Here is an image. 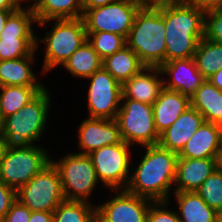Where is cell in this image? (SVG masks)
I'll use <instances>...</instances> for the list:
<instances>
[{
    "label": "cell",
    "mask_w": 222,
    "mask_h": 222,
    "mask_svg": "<svg viewBox=\"0 0 222 222\" xmlns=\"http://www.w3.org/2000/svg\"><path fill=\"white\" fill-rule=\"evenodd\" d=\"M165 63L193 58L204 37L205 11L187 0L164 2Z\"/></svg>",
    "instance_id": "cell-1"
},
{
    "label": "cell",
    "mask_w": 222,
    "mask_h": 222,
    "mask_svg": "<svg viewBox=\"0 0 222 222\" xmlns=\"http://www.w3.org/2000/svg\"><path fill=\"white\" fill-rule=\"evenodd\" d=\"M146 153L133 175L126 191L156 201H167L168 190L175 180L178 154L157 145L145 146Z\"/></svg>",
    "instance_id": "cell-2"
},
{
    "label": "cell",
    "mask_w": 222,
    "mask_h": 222,
    "mask_svg": "<svg viewBox=\"0 0 222 222\" xmlns=\"http://www.w3.org/2000/svg\"><path fill=\"white\" fill-rule=\"evenodd\" d=\"M126 42L146 67L165 63L164 3L143 5L139 9Z\"/></svg>",
    "instance_id": "cell-3"
},
{
    "label": "cell",
    "mask_w": 222,
    "mask_h": 222,
    "mask_svg": "<svg viewBox=\"0 0 222 222\" xmlns=\"http://www.w3.org/2000/svg\"><path fill=\"white\" fill-rule=\"evenodd\" d=\"M50 100L44 88L23 108L5 118L1 133L5 148L28 147L39 140L46 125Z\"/></svg>",
    "instance_id": "cell-4"
},
{
    "label": "cell",
    "mask_w": 222,
    "mask_h": 222,
    "mask_svg": "<svg viewBox=\"0 0 222 222\" xmlns=\"http://www.w3.org/2000/svg\"><path fill=\"white\" fill-rule=\"evenodd\" d=\"M50 162L46 150L39 146L5 148L0 162V180L17 191Z\"/></svg>",
    "instance_id": "cell-5"
},
{
    "label": "cell",
    "mask_w": 222,
    "mask_h": 222,
    "mask_svg": "<svg viewBox=\"0 0 222 222\" xmlns=\"http://www.w3.org/2000/svg\"><path fill=\"white\" fill-rule=\"evenodd\" d=\"M121 101L125 103L121 104L116 121L122 140L129 145H157L160 135L155 128L152 105L128 98Z\"/></svg>",
    "instance_id": "cell-6"
},
{
    "label": "cell",
    "mask_w": 222,
    "mask_h": 222,
    "mask_svg": "<svg viewBox=\"0 0 222 222\" xmlns=\"http://www.w3.org/2000/svg\"><path fill=\"white\" fill-rule=\"evenodd\" d=\"M56 23L52 32L46 33L48 37L39 39L46 42L43 71H49L53 67L63 65L70 56L87 41V33L84 21L76 19H53Z\"/></svg>",
    "instance_id": "cell-7"
},
{
    "label": "cell",
    "mask_w": 222,
    "mask_h": 222,
    "mask_svg": "<svg viewBox=\"0 0 222 222\" xmlns=\"http://www.w3.org/2000/svg\"><path fill=\"white\" fill-rule=\"evenodd\" d=\"M17 200L30 211L53 212L65 200L57 168L50 162L16 191Z\"/></svg>",
    "instance_id": "cell-8"
},
{
    "label": "cell",
    "mask_w": 222,
    "mask_h": 222,
    "mask_svg": "<svg viewBox=\"0 0 222 222\" xmlns=\"http://www.w3.org/2000/svg\"><path fill=\"white\" fill-rule=\"evenodd\" d=\"M32 22H37L31 8L16 9L7 19L0 34V60H12L29 56L38 43L32 30Z\"/></svg>",
    "instance_id": "cell-9"
},
{
    "label": "cell",
    "mask_w": 222,
    "mask_h": 222,
    "mask_svg": "<svg viewBox=\"0 0 222 222\" xmlns=\"http://www.w3.org/2000/svg\"><path fill=\"white\" fill-rule=\"evenodd\" d=\"M51 162L60 174L65 200L87 202L98 182L90 156L71 153L59 162Z\"/></svg>",
    "instance_id": "cell-10"
},
{
    "label": "cell",
    "mask_w": 222,
    "mask_h": 222,
    "mask_svg": "<svg viewBox=\"0 0 222 222\" xmlns=\"http://www.w3.org/2000/svg\"><path fill=\"white\" fill-rule=\"evenodd\" d=\"M142 6L136 0H116L111 4L88 9L82 16L86 32H110L127 39L136 13Z\"/></svg>",
    "instance_id": "cell-11"
},
{
    "label": "cell",
    "mask_w": 222,
    "mask_h": 222,
    "mask_svg": "<svg viewBox=\"0 0 222 222\" xmlns=\"http://www.w3.org/2000/svg\"><path fill=\"white\" fill-rule=\"evenodd\" d=\"M130 146L122 141L118 144L103 146L88 154L98 181L101 180L105 187H109L115 192L125 189L129 182L128 150Z\"/></svg>",
    "instance_id": "cell-12"
},
{
    "label": "cell",
    "mask_w": 222,
    "mask_h": 222,
    "mask_svg": "<svg viewBox=\"0 0 222 222\" xmlns=\"http://www.w3.org/2000/svg\"><path fill=\"white\" fill-rule=\"evenodd\" d=\"M87 79L91 80L87 96L89 118L116 119L122 98V84L103 67Z\"/></svg>",
    "instance_id": "cell-13"
},
{
    "label": "cell",
    "mask_w": 222,
    "mask_h": 222,
    "mask_svg": "<svg viewBox=\"0 0 222 222\" xmlns=\"http://www.w3.org/2000/svg\"><path fill=\"white\" fill-rule=\"evenodd\" d=\"M152 202L124 189L111 200L96 207V222H147Z\"/></svg>",
    "instance_id": "cell-14"
},
{
    "label": "cell",
    "mask_w": 222,
    "mask_h": 222,
    "mask_svg": "<svg viewBox=\"0 0 222 222\" xmlns=\"http://www.w3.org/2000/svg\"><path fill=\"white\" fill-rule=\"evenodd\" d=\"M80 154H89L103 146L121 143L116 119L87 118L79 126Z\"/></svg>",
    "instance_id": "cell-15"
},
{
    "label": "cell",
    "mask_w": 222,
    "mask_h": 222,
    "mask_svg": "<svg viewBox=\"0 0 222 222\" xmlns=\"http://www.w3.org/2000/svg\"><path fill=\"white\" fill-rule=\"evenodd\" d=\"M222 158H182L176 162V192H196L202 183L221 165Z\"/></svg>",
    "instance_id": "cell-16"
},
{
    "label": "cell",
    "mask_w": 222,
    "mask_h": 222,
    "mask_svg": "<svg viewBox=\"0 0 222 222\" xmlns=\"http://www.w3.org/2000/svg\"><path fill=\"white\" fill-rule=\"evenodd\" d=\"M162 74H168L172 80H164V88L178 91L191 97L206 80L198 71L193 58L175 59L163 63L160 67ZM169 81V82H168Z\"/></svg>",
    "instance_id": "cell-17"
},
{
    "label": "cell",
    "mask_w": 222,
    "mask_h": 222,
    "mask_svg": "<svg viewBox=\"0 0 222 222\" xmlns=\"http://www.w3.org/2000/svg\"><path fill=\"white\" fill-rule=\"evenodd\" d=\"M222 126L204 122L178 154L182 158H222Z\"/></svg>",
    "instance_id": "cell-18"
},
{
    "label": "cell",
    "mask_w": 222,
    "mask_h": 222,
    "mask_svg": "<svg viewBox=\"0 0 222 222\" xmlns=\"http://www.w3.org/2000/svg\"><path fill=\"white\" fill-rule=\"evenodd\" d=\"M204 122L203 115L190 106L169 128L160 134L158 145L179 154Z\"/></svg>",
    "instance_id": "cell-19"
},
{
    "label": "cell",
    "mask_w": 222,
    "mask_h": 222,
    "mask_svg": "<svg viewBox=\"0 0 222 222\" xmlns=\"http://www.w3.org/2000/svg\"><path fill=\"white\" fill-rule=\"evenodd\" d=\"M158 74H162L159 67L143 68L122 84V98L153 105L164 89V80L157 78Z\"/></svg>",
    "instance_id": "cell-20"
},
{
    "label": "cell",
    "mask_w": 222,
    "mask_h": 222,
    "mask_svg": "<svg viewBox=\"0 0 222 222\" xmlns=\"http://www.w3.org/2000/svg\"><path fill=\"white\" fill-rule=\"evenodd\" d=\"M191 106L190 97L164 88L153 103L155 128L160 135Z\"/></svg>",
    "instance_id": "cell-21"
},
{
    "label": "cell",
    "mask_w": 222,
    "mask_h": 222,
    "mask_svg": "<svg viewBox=\"0 0 222 222\" xmlns=\"http://www.w3.org/2000/svg\"><path fill=\"white\" fill-rule=\"evenodd\" d=\"M191 107L197 109L205 122L222 126V91L206 79L190 97Z\"/></svg>",
    "instance_id": "cell-22"
},
{
    "label": "cell",
    "mask_w": 222,
    "mask_h": 222,
    "mask_svg": "<svg viewBox=\"0 0 222 222\" xmlns=\"http://www.w3.org/2000/svg\"><path fill=\"white\" fill-rule=\"evenodd\" d=\"M39 26L53 19H76L83 16V0H37L32 9Z\"/></svg>",
    "instance_id": "cell-23"
},
{
    "label": "cell",
    "mask_w": 222,
    "mask_h": 222,
    "mask_svg": "<svg viewBox=\"0 0 222 222\" xmlns=\"http://www.w3.org/2000/svg\"><path fill=\"white\" fill-rule=\"evenodd\" d=\"M35 50L26 57L0 60V86H44L31 69Z\"/></svg>",
    "instance_id": "cell-24"
},
{
    "label": "cell",
    "mask_w": 222,
    "mask_h": 222,
    "mask_svg": "<svg viewBox=\"0 0 222 222\" xmlns=\"http://www.w3.org/2000/svg\"><path fill=\"white\" fill-rule=\"evenodd\" d=\"M102 67L123 84L146 66L140 61L138 55L126 45L113 55L106 57L102 62Z\"/></svg>",
    "instance_id": "cell-25"
},
{
    "label": "cell",
    "mask_w": 222,
    "mask_h": 222,
    "mask_svg": "<svg viewBox=\"0 0 222 222\" xmlns=\"http://www.w3.org/2000/svg\"><path fill=\"white\" fill-rule=\"evenodd\" d=\"M181 222H215L217 212L209 207L196 192L174 193Z\"/></svg>",
    "instance_id": "cell-26"
},
{
    "label": "cell",
    "mask_w": 222,
    "mask_h": 222,
    "mask_svg": "<svg viewBox=\"0 0 222 222\" xmlns=\"http://www.w3.org/2000/svg\"><path fill=\"white\" fill-rule=\"evenodd\" d=\"M103 60L93 49L92 45L85 41L71 56L65 61L63 66L71 74L81 78H89L94 72L102 68Z\"/></svg>",
    "instance_id": "cell-27"
},
{
    "label": "cell",
    "mask_w": 222,
    "mask_h": 222,
    "mask_svg": "<svg viewBox=\"0 0 222 222\" xmlns=\"http://www.w3.org/2000/svg\"><path fill=\"white\" fill-rule=\"evenodd\" d=\"M44 88V86H0V107L4 118L23 108Z\"/></svg>",
    "instance_id": "cell-28"
},
{
    "label": "cell",
    "mask_w": 222,
    "mask_h": 222,
    "mask_svg": "<svg viewBox=\"0 0 222 222\" xmlns=\"http://www.w3.org/2000/svg\"><path fill=\"white\" fill-rule=\"evenodd\" d=\"M193 59L203 77L210 78L222 67V44L203 37L197 44Z\"/></svg>",
    "instance_id": "cell-29"
},
{
    "label": "cell",
    "mask_w": 222,
    "mask_h": 222,
    "mask_svg": "<svg viewBox=\"0 0 222 222\" xmlns=\"http://www.w3.org/2000/svg\"><path fill=\"white\" fill-rule=\"evenodd\" d=\"M53 222H96V206L86 201L64 200L53 211Z\"/></svg>",
    "instance_id": "cell-30"
},
{
    "label": "cell",
    "mask_w": 222,
    "mask_h": 222,
    "mask_svg": "<svg viewBox=\"0 0 222 222\" xmlns=\"http://www.w3.org/2000/svg\"><path fill=\"white\" fill-rule=\"evenodd\" d=\"M87 41L102 60L127 45L126 38L110 32H86Z\"/></svg>",
    "instance_id": "cell-31"
},
{
    "label": "cell",
    "mask_w": 222,
    "mask_h": 222,
    "mask_svg": "<svg viewBox=\"0 0 222 222\" xmlns=\"http://www.w3.org/2000/svg\"><path fill=\"white\" fill-rule=\"evenodd\" d=\"M196 193L216 212L222 211V166L220 165L197 189Z\"/></svg>",
    "instance_id": "cell-32"
},
{
    "label": "cell",
    "mask_w": 222,
    "mask_h": 222,
    "mask_svg": "<svg viewBox=\"0 0 222 222\" xmlns=\"http://www.w3.org/2000/svg\"><path fill=\"white\" fill-rule=\"evenodd\" d=\"M204 38L222 44V9L205 12Z\"/></svg>",
    "instance_id": "cell-33"
},
{
    "label": "cell",
    "mask_w": 222,
    "mask_h": 222,
    "mask_svg": "<svg viewBox=\"0 0 222 222\" xmlns=\"http://www.w3.org/2000/svg\"><path fill=\"white\" fill-rule=\"evenodd\" d=\"M167 203L168 201L152 202L147 213V222H181L176 212L164 208Z\"/></svg>",
    "instance_id": "cell-34"
},
{
    "label": "cell",
    "mask_w": 222,
    "mask_h": 222,
    "mask_svg": "<svg viewBox=\"0 0 222 222\" xmlns=\"http://www.w3.org/2000/svg\"><path fill=\"white\" fill-rule=\"evenodd\" d=\"M31 211L17 199L0 222H30Z\"/></svg>",
    "instance_id": "cell-35"
},
{
    "label": "cell",
    "mask_w": 222,
    "mask_h": 222,
    "mask_svg": "<svg viewBox=\"0 0 222 222\" xmlns=\"http://www.w3.org/2000/svg\"><path fill=\"white\" fill-rule=\"evenodd\" d=\"M16 199V190L0 180V221L5 217Z\"/></svg>",
    "instance_id": "cell-36"
},
{
    "label": "cell",
    "mask_w": 222,
    "mask_h": 222,
    "mask_svg": "<svg viewBox=\"0 0 222 222\" xmlns=\"http://www.w3.org/2000/svg\"><path fill=\"white\" fill-rule=\"evenodd\" d=\"M197 5L200 9L206 11L214 9H222V0H187Z\"/></svg>",
    "instance_id": "cell-37"
},
{
    "label": "cell",
    "mask_w": 222,
    "mask_h": 222,
    "mask_svg": "<svg viewBox=\"0 0 222 222\" xmlns=\"http://www.w3.org/2000/svg\"><path fill=\"white\" fill-rule=\"evenodd\" d=\"M30 222H53V212L31 211Z\"/></svg>",
    "instance_id": "cell-38"
},
{
    "label": "cell",
    "mask_w": 222,
    "mask_h": 222,
    "mask_svg": "<svg viewBox=\"0 0 222 222\" xmlns=\"http://www.w3.org/2000/svg\"><path fill=\"white\" fill-rule=\"evenodd\" d=\"M114 1L116 0H83V11L85 12L88 9L111 4Z\"/></svg>",
    "instance_id": "cell-39"
},
{
    "label": "cell",
    "mask_w": 222,
    "mask_h": 222,
    "mask_svg": "<svg viewBox=\"0 0 222 222\" xmlns=\"http://www.w3.org/2000/svg\"><path fill=\"white\" fill-rule=\"evenodd\" d=\"M208 80L222 91V67H220L214 75L208 78Z\"/></svg>",
    "instance_id": "cell-40"
},
{
    "label": "cell",
    "mask_w": 222,
    "mask_h": 222,
    "mask_svg": "<svg viewBox=\"0 0 222 222\" xmlns=\"http://www.w3.org/2000/svg\"><path fill=\"white\" fill-rule=\"evenodd\" d=\"M15 10H0V34L4 29L5 23L8 17L14 12Z\"/></svg>",
    "instance_id": "cell-41"
},
{
    "label": "cell",
    "mask_w": 222,
    "mask_h": 222,
    "mask_svg": "<svg viewBox=\"0 0 222 222\" xmlns=\"http://www.w3.org/2000/svg\"><path fill=\"white\" fill-rule=\"evenodd\" d=\"M18 9L11 0H0V10H16Z\"/></svg>",
    "instance_id": "cell-42"
},
{
    "label": "cell",
    "mask_w": 222,
    "mask_h": 222,
    "mask_svg": "<svg viewBox=\"0 0 222 222\" xmlns=\"http://www.w3.org/2000/svg\"><path fill=\"white\" fill-rule=\"evenodd\" d=\"M136 1L142 3L143 5H156L170 0H136Z\"/></svg>",
    "instance_id": "cell-43"
},
{
    "label": "cell",
    "mask_w": 222,
    "mask_h": 222,
    "mask_svg": "<svg viewBox=\"0 0 222 222\" xmlns=\"http://www.w3.org/2000/svg\"><path fill=\"white\" fill-rule=\"evenodd\" d=\"M21 1L23 2L24 0H11V2H12L18 9L22 8V5L20 4ZM26 1H27V0H26ZM34 1H35V2L33 3V5H32L31 7L28 5L29 8L33 9V8L35 7L37 0H34Z\"/></svg>",
    "instance_id": "cell-44"
},
{
    "label": "cell",
    "mask_w": 222,
    "mask_h": 222,
    "mask_svg": "<svg viewBox=\"0 0 222 222\" xmlns=\"http://www.w3.org/2000/svg\"><path fill=\"white\" fill-rule=\"evenodd\" d=\"M4 150H5L4 139H3L2 136L0 135V162H1L2 155H3Z\"/></svg>",
    "instance_id": "cell-45"
},
{
    "label": "cell",
    "mask_w": 222,
    "mask_h": 222,
    "mask_svg": "<svg viewBox=\"0 0 222 222\" xmlns=\"http://www.w3.org/2000/svg\"><path fill=\"white\" fill-rule=\"evenodd\" d=\"M4 121H5V118L3 116V113H2V110H1V107H0V135H1L2 130H3Z\"/></svg>",
    "instance_id": "cell-46"
},
{
    "label": "cell",
    "mask_w": 222,
    "mask_h": 222,
    "mask_svg": "<svg viewBox=\"0 0 222 222\" xmlns=\"http://www.w3.org/2000/svg\"><path fill=\"white\" fill-rule=\"evenodd\" d=\"M215 222H222V211L217 212Z\"/></svg>",
    "instance_id": "cell-47"
}]
</instances>
